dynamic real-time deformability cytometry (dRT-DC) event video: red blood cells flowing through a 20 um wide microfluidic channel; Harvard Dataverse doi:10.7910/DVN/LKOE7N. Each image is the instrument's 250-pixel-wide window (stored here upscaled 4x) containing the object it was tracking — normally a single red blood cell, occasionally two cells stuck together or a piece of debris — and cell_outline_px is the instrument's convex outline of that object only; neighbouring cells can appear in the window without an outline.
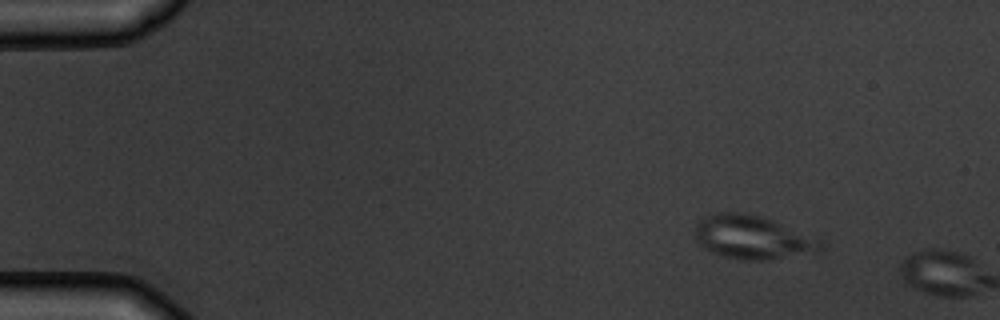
{"species": "common noctule bat (a hibernating species)", "species_latin": "Nyctalus noctula", "temperature_condition": "warm", "stored_images_in_passage": 2, "segment_of_instrument_passage": [1, 2], "camera_frame_rate_fps": 3000, "um_per_image_px": 0.085, "animal": {"sex": "male", "body_mass_g": 19.5, "forearm_length_mm": 54.6}, "frame": {"image": 1, "passage_image": 1, "time_ms": 0.0, "image_size_px": [1000, 320], "cell_outline_px": [[824, 244], [820, 248], [764, 260], [744, 260], [724, 256], [712, 252], [704, 248], [696, 240], [696, 224], [700, 220], [716, 212], [736, 212], [760, 216], [824, 236]], "centroid_in_image_um": [64.01, 20.13], "position_along_channel_um": 21.0, "area_um2": 31.67}}